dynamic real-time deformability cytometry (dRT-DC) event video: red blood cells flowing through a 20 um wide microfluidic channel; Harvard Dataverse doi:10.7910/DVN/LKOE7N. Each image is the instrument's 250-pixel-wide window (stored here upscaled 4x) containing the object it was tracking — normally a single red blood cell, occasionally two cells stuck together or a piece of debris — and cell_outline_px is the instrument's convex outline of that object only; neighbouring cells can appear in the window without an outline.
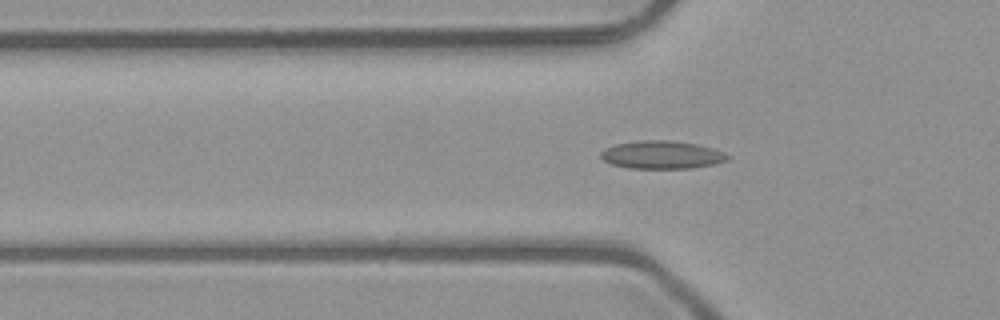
{"species": "common noctule bat (a hibernating species)", "species_latin": "Nyctalus noctula", "temperature_condition": "room temperature", "stored_images_in_passage": 37, "camera_frame_rate_fps": 3000, "um_per_image_px": 0.085, "animal": {"sex": "male", "body_mass_g": 23.1, "forearm_length_mm": 52.7}, "frame": {"image": 1, "passage_image": 2, "time_ms": 0.333, "image_size_px": [1000, 320], "cell_outline_px": [[732, 156], [728, 160], [712, 164], [692, 168], [628, 168], [612, 164], [604, 160], [600, 156], [600, 152], [604, 148], [616, 144], [640, 140], [668, 140], [696, 144], [712, 148], [724, 152]], "centroid_in_image_um": [56.25, 13.15], "position_along_channel_um": 69.5, "area_um2": 20.63}}
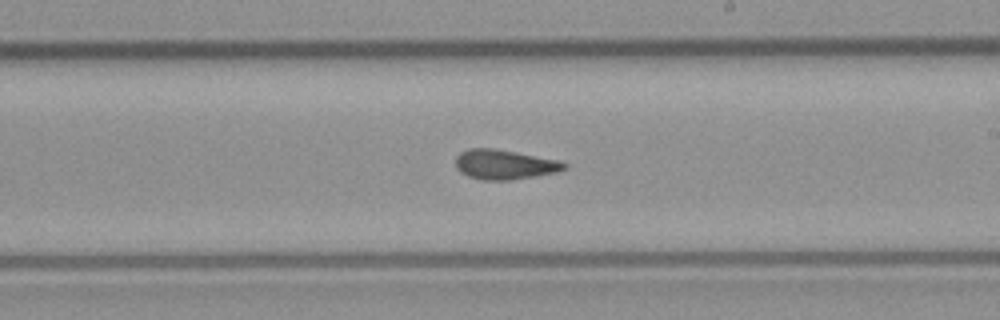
{"frame": {"image": 2, "passage_image": 15, "time_ms": 4.667, "image_size_px": [1000, 320], "cell_outline_px": [[568, 168], [556, 172], [536, 176], [512, 180], [484, 180], [468, 176], [460, 172], [456, 168], [456, 156], [460, 152], [468, 148], [492, 148], [560, 160], [568, 164]], "centroid_in_image_um": [42.89, 13.98], "position_along_channel_um": 246.1, "area_um2": 18.9}}
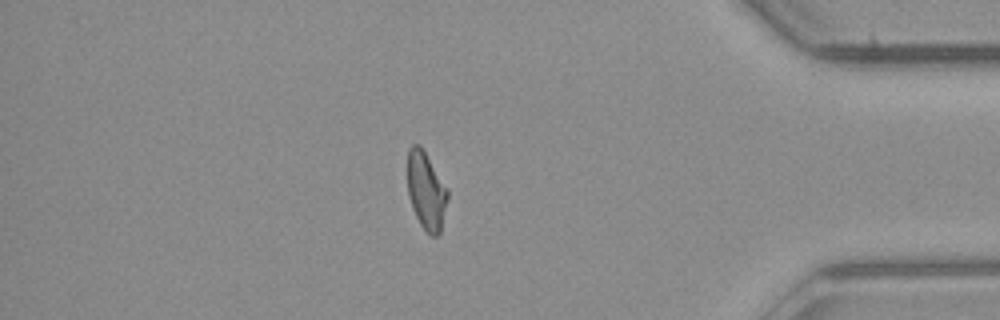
{"frame": {"image": 3, "passage_image": 29, "time_ms": 9.333, "image_size_px": [1000, 320], "cell_outline_px": [[448, 196], [440, 232], [436, 236], [432, 236], [420, 224], [412, 208], [408, 196], [408, 148], [412, 144], [420, 144], [448, 188]], "centroid_in_image_um": [36.22, 16.18], "position_along_channel_um": 399.0, "area_um2": 18.09}, "authors_computed_cell_mechanics": {"area_um2": 18.5538, "velocity_mm_per_s": 4.0438, "shape_relaxation_time_tau1_ms": 7.4619, "shape_relaxation_time_tau2_ms": 2.2618, "deformation_change_tau1": 0.174, "deformation_change_tau2": 0.0765}}